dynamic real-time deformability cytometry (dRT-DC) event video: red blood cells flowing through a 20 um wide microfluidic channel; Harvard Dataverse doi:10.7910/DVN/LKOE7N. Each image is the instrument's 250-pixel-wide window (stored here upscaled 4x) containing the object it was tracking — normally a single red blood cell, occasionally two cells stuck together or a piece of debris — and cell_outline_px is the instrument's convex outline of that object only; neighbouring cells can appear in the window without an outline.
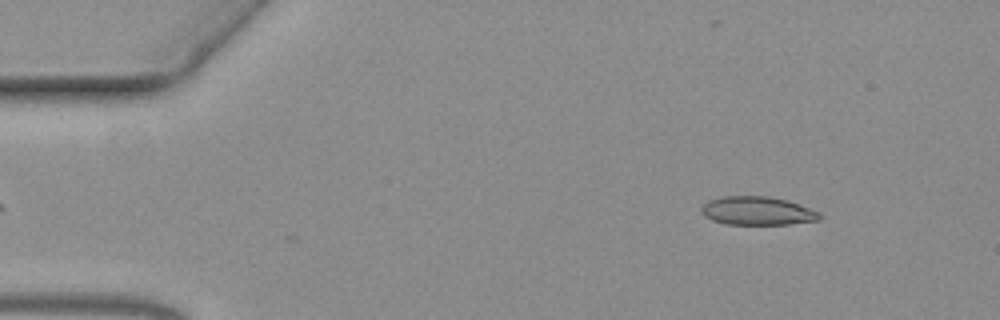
{"species": "common noctule bat (a hibernating species)", "species_latin": "Nyctalus noctula", "temperature_condition": "warm", "stored_images_in_passage": 2, "camera_frame_rate_fps": 3000, "um_per_image_px": 0.085, "animal": {"sex": "female", "body_mass_g": 19.3, "forearm_length_mm": 54.1}, "frame": {"image": 1, "passage_image": 2, "time_ms": 0.333, "image_size_px": [1000, 320], "cell_outline_px": [[820, 220], [788, 224], [724, 224], [712, 220], [704, 216], [700, 212], [700, 208], [708, 200], [724, 196], [768, 196], [788, 200], [820, 212]], "centroid_in_image_um": [64.35, 17.92], "position_along_channel_um": 20.7, "area_um2": 19.71}}